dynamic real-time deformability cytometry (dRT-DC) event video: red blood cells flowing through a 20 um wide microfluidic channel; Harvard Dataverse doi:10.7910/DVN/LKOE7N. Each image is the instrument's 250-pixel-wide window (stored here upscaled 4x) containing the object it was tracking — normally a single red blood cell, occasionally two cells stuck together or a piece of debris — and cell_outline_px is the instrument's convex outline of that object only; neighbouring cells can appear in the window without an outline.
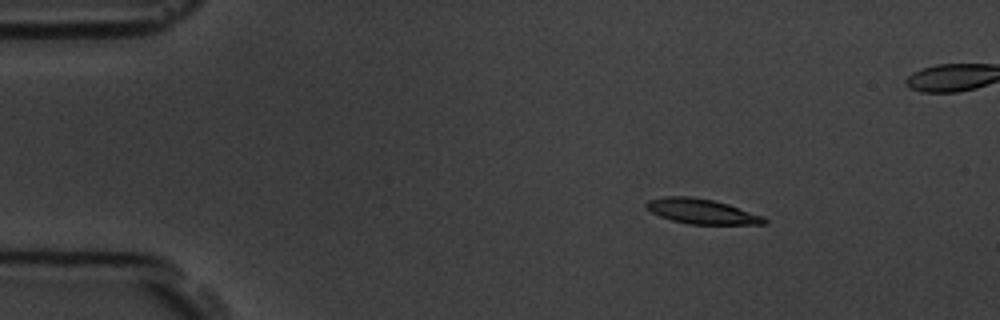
{"species": "common noctule bat (a hibernating species)", "species_latin": "Nyctalus noctula", "temperature_condition": "room temperature", "stored_images_in_passage": 6, "camera_frame_rate_fps": 3000, "um_per_image_px": 0.085, "animal": {"sex": "male", "body_mass_g": 19.5, "forearm_length_mm": 54.6}, "frame": {"image": 1, "passage_image": 3, "time_ms": 2.333, "image_size_px": [1000, 320], "cell_outline_px": [[768, 224], [688, 224], [672, 220], [660, 216], [644, 208], [644, 204], [648, 200], [664, 196], [692, 196], [712, 200], [728, 204], [764, 216], [768, 220]], "centroid_in_image_um": [59.63, 17.96], "position_along_channel_um": 25.4, "area_um2": 17.28}}